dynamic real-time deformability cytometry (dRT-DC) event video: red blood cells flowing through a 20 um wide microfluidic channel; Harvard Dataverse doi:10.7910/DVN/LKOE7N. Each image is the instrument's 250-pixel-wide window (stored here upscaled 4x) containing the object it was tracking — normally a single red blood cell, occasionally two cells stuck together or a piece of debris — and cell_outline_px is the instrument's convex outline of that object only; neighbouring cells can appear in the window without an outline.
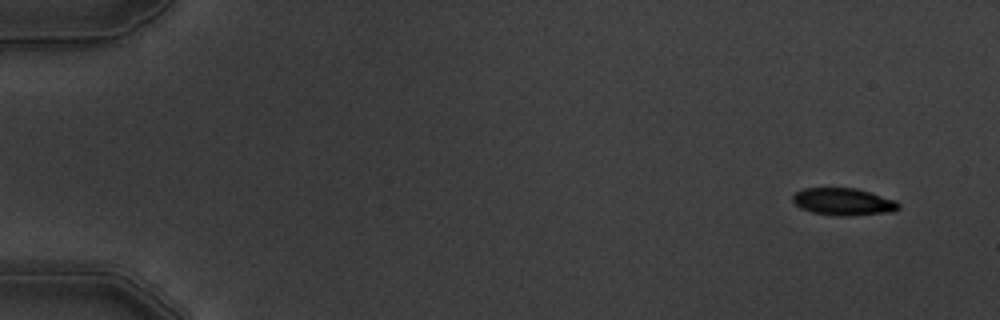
{"species": "common noctule bat (a hibernating species)", "species_latin": "Nyctalus noctula", "temperature_condition": "warm", "stored_images_in_passage": 5, "camera_frame_rate_fps": 3000, "um_per_image_px": 0.085, "animal": {"sex": "male", "body_mass_g": 19.5, "forearm_length_mm": 54.6}, "frame": {"image": 1, "passage_image": 1, "time_ms": 0.0, "image_size_px": [1000, 320], "cell_outline_px": [[900, 208], [892, 212], [848, 216], [836, 216], [812, 212], [800, 208], [792, 200], [792, 196], [796, 192], [804, 188], [856, 188], [896, 200], [900, 204]], "centroid_in_image_um": [71.7, 17.15], "position_along_channel_um": 13.3, "area_um2": 16.88}}